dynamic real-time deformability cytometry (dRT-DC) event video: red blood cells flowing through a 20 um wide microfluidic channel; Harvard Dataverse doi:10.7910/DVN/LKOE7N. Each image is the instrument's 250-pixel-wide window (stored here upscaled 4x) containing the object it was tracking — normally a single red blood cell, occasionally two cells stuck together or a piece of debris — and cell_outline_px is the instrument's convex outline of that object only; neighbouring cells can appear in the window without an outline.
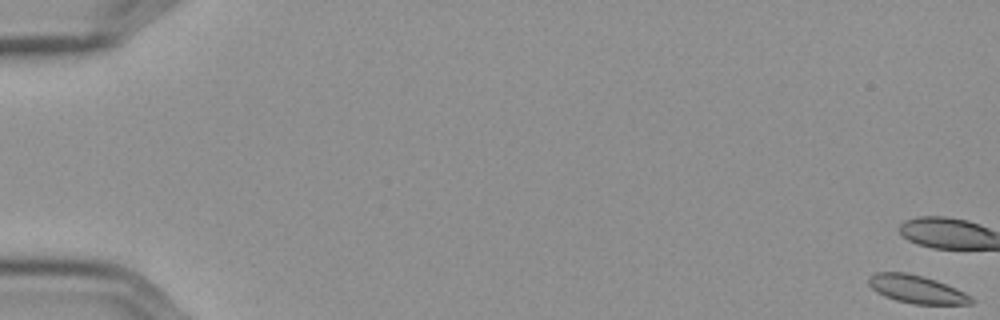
{"species": "Egyptian fruit bat (a non-hibernating species)", "species_latin": "Rousettus aegyptiacus", "temperature_condition": "cold", "stored_images_in_passage": 59, "camera_frame_rate_fps": 3000, "um_per_image_px": 0.085, "frame": {"image": 1, "passage_image": 1, "time_ms": 0.0, "image_size_px": [1000, 320], "cell_outline_px": [[976, 300], [972, 304], [912, 304], [896, 300], [884, 296], [876, 292], [868, 284], [868, 276], [876, 272], [904, 272], [936, 280], [964, 292], [972, 296]], "centroid_in_image_um": [77.91, 24.59], "position_along_channel_um": 7.1, "area_um2": 16.76}, "authors_computed_cell_mechanics": {"area_um2": 17.918, "velocity_mm_per_s": 3.566, "shape_relaxation_time_tau1_ms": null, "shape_relaxation_time_tau2_ms": 4.6341, "deformation_change_tau1": null, "deformation_change_tau2": 0.1015}}